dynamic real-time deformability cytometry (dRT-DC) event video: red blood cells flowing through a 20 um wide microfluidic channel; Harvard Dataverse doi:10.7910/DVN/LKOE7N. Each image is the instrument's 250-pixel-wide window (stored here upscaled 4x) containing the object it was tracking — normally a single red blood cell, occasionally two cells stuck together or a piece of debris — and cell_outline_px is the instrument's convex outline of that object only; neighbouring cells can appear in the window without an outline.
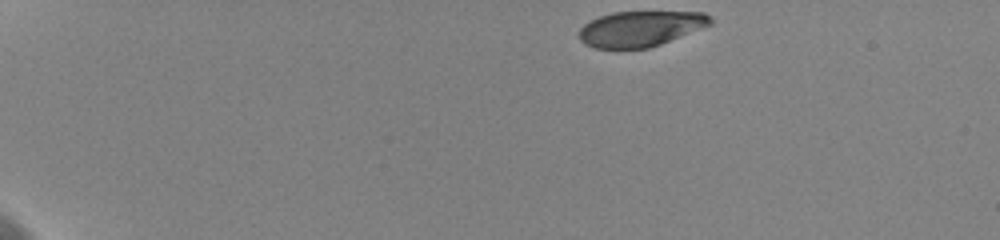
{"species": "human", "species_latin": "Homo sapiens", "temperature_condition": "cold", "stored_images_in_passage": 42, "camera_frame_rate_fps": 3000, "um_per_image_px": 0.085, "donor": {"sex": "female"}, "frame": {"image": 1, "passage_image": 1, "time_ms": 0.0, "image_size_px": [1000, 240], "cell_outline_px": [[712, 24], [660, 44], [648, 48], [596, 48], [584, 44], [580, 40], [580, 28], [584, 24], [600, 16], [612, 12], [704, 12], [712, 20]], "centroid_in_image_um": [54.42, 2.43], "position_along_channel_um": 30.6, "area_um2": 26.82}}
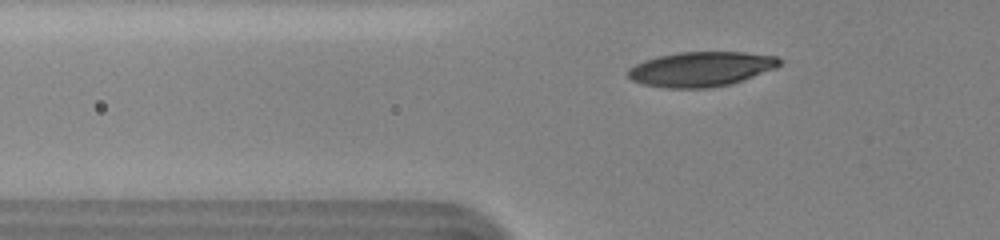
{"frame": {"image": 2, "passage_image": 12, "time_ms": 3.667, "image_size_px": [1000, 240], "cell_outline_px": [[784, 60], [776, 68], [732, 84], [712, 88], [668, 88], [644, 84], [632, 80], [628, 76], [628, 68], [644, 60], [660, 56], [680, 52], [744, 52], [776, 56]], "centroid_in_image_um": [59.62, 5.87], "position_along_channel_um": 66.2, "area_um2": 30.75}}
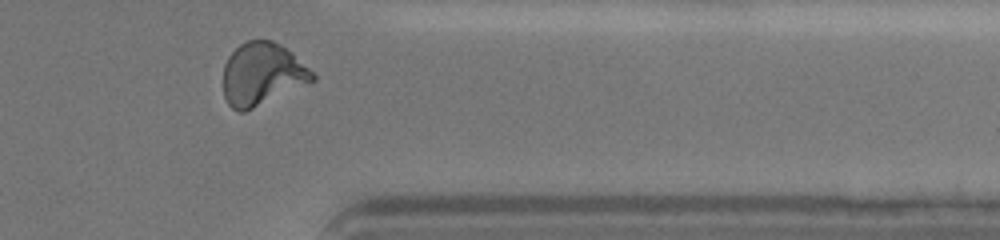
{"frame": {"image": 3, "passage_image": 40, "time_ms": 13.0, "image_size_px": [1000, 240], "cell_outline_px": [[316, 80], [244, 112], [240, 112], [232, 108], [228, 104], [224, 96], [224, 64], [228, 56], [240, 44], [248, 40], [272, 40], [280, 44], [292, 52], [316, 76]], "centroid_in_image_um": [22.27, 6.29], "position_along_channel_um": 389.1, "area_um2": 32.37}, "authors_computed_cell_mechanics": {"area_um2": 31.1542, "velocity_mm_per_s": 3.5885, "shape_relaxation_time_tau1_ms": 3.5729, "shape_relaxation_time_tau2_ms": 0.7748, "deformation_change_tau1": 0.1685, "deformation_change_tau2": 0.0537}}